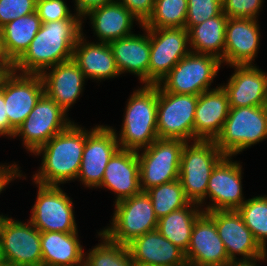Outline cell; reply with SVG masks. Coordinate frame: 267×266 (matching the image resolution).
Returning a JSON list of instances; mask_svg holds the SVG:
<instances>
[{
    "mask_svg": "<svg viewBox=\"0 0 267 266\" xmlns=\"http://www.w3.org/2000/svg\"><path fill=\"white\" fill-rule=\"evenodd\" d=\"M84 20L42 23L29 48L15 62V72L41 74L45 69L73 59L78 37L84 33Z\"/></svg>",
    "mask_w": 267,
    "mask_h": 266,
    "instance_id": "cell-1",
    "label": "cell"
},
{
    "mask_svg": "<svg viewBox=\"0 0 267 266\" xmlns=\"http://www.w3.org/2000/svg\"><path fill=\"white\" fill-rule=\"evenodd\" d=\"M85 142L86 128L74 122L52 137L33 154L42 155L41 166L32 177L33 183L60 186L76 180Z\"/></svg>",
    "mask_w": 267,
    "mask_h": 266,
    "instance_id": "cell-2",
    "label": "cell"
},
{
    "mask_svg": "<svg viewBox=\"0 0 267 266\" xmlns=\"http://www.w3.org/2000/svg\"><path fill=\"white\" fill-rule=\"evenodd\" d=\"M138 88L129 96L120 133L113 128L120 149L138 151L158 138V84H144Z\"/></svg>",
    "mask_w": 267,
    "mask_h": 266,
    "instance_id": "cell-3",
    "label": "cell"
},
{
    "mask_svg": "<svg viewBox=\"0 0 267 266\" xmlns=\"http://www.w3.org/2000/svg\"><path fill=\"white\" fill-rule=\"evenodd\" d=\"M224 156L215 140H196L184 144L179 181L185 197L190 202L199 204L202 210L206 205V190L211 172Z\"/></svg>",
    "mask_w": 267,
    "mask_h": 266,
    "instance_id": "cell-4",
    "label": "cell"
},
{
    "mask_svg": "<svg viewBox=\"0 0 267 266\" xmlns=\"http://www.w3.org/2000/svg\"><path fill=\"white\" fill-rule=\"evenodd\" d=\"M267 139L266 106L230 107L215 142L224 155L235 156Z\"/></svg>",
    "mask_w": 267,
    "mask_h": 266,
    "instance_id": "cell-5",
    "label": "cell"
},
{
    "mask_svg": "<svg viewBox=\"0 0 267 266\" xmlns=\"http://www.w3.org/2000/svg\"><path fill=\"white\" fill-rule=\"evenodd\" d=\"M113 206L112 223L101 230L112 242L127 246L137 237L157 229L158 218L146 192L141 191Z\"/></svg>",
    "mask_w": 267,
    "mask_h": 266,
    "instance_id": "cell-6",
    "label": "cell"
},
{
    "mask_svg": "<svg viewBox=\"0 0 267 266\" xmlns=\"http://www.w3.org/2000/svg\"><path fill=\"white\" fill-rule=\"evenodd\" d=\"M185 143L182 139L157 138L148 147L136 151L141 191L179 179Z\"/></svg>",
    "mask_w": 267,
    "mask_h": 266,
    "instance_id": "cell-7",
    "label": "cell"
},
{
    "mask_svg": "<svg viewBox=\"0 0 267 266\" xmlns=\"http://www.w3.org/2000/svg\"><path fill=\"white\" fill-rule=\"evenodd\" d=\"M221 65L222 61L213 55L190 52L171 69L159 85L166 92L198 96L212 89L211 83H214Z\"/></svg>",
    "mask_w": 267,
    "mask_h": 266,
    "instance_id": "cell-8",
    "label": "cell"
},
{
    "mask_svg": "<svg viewBox=\"0 0 267 266\" xmlns=\"http://www.w3.org/2000/svg\"><path fill=\"white\" fill-rule=\"evenodd\" d=\"M67 115L52 98L43 93L29 116L17 128L13 138L21 136L23 147L34 154L74 122Z\"/></svg>",
    "mask_w": 267,
    "mask_h": 266,
    "instance_id": "cell-9",
    "label": "cell"
},
{
    "mask_svg": "<svg viewBox=\"0 0 267 266\" xmlns=\"http://www.w3.org/2000/svg\"><path fill=\"white\" fill-rule=\"evenodd\" d=\"M197 95L166 92L158 84L157 134L158 138L194 141V116Z\"/></svg>",
    "mask_w": 267,
    "mask_h": 266,
    "instance_id": "cell-10",
    "label": "cell"
},
{
    "mask_svg": "<svg viewBox=\"0 0 267 266\" xmlns=\"http://www.w3.org/2000/svg\"><path fill=\"white\" fill-rule=\"evenodd\" d=\"M32 207L29 221L40 232H78L74 216L73 200L60 186L41 185Z\"/></svg>",
    "mask_w": 267,
    "mask_h": 266,
    "instance_id": "cell-11",
    "label": "cell"
},
{
    "mask_svg": "<svg viewBox=\"0 0 267 266\" xmlns=\"http://www.w3.org/2000/svg\"><path fill=\"white\" fill-rule=\"evenodd\" d=\"M2 261L15 266H42L40 231L27 220L5 216L0 228Z\"/></svg>",
    "mask_w": 267,
    "mask_h": 266,
    "instance_id": "cell-12",
    "label": "cell"
},
{
    "mask_svg": "<svg viewBox=\"0 0 267 266\" xmlns=\"http://www.w3.org/2000/svg\"><path fill=\"white\" fill-rule=\"evenodd\" d=\"M146 29L150 37L148 84L156 85L191 52L189 34L185 27Z\"/></svg>",
    "mask_w": 267,
    "mask_h": 266,
    "instance_id": "cell-13",
    "label": "cell"
},
{
    "mask_svg": "<svg viewBox=\"0 0 267 266\" xmlns=\"http://www.w3.org/2000/svg\"><path fill=\"white\" fill-rule=\"evenodd\" d=\"M118 149V139L113 127L96 125L90 130L86 129V142L76 180L81 181L85 188H99L106 166Z\"/></svg>",
    "mask_w": 267,
    "mask_h": 266,
    "instance_id": "cell-14",
    "label": "cell"
},
{
    "mask_svg": "<svg viewBox=\"0 0 267 266\" xmlns=\"http://www.w3.org/2000/svg\"><path fill=\"white\" fill-rule=\"evenodd\" d=\"M232 156L225 155L213 168L206 190L209 205L204 212L218 210H237L246 200L242 188V165L233 161Z\"/></svg>",
    "mask_w": 267,
    "mask_h": 266,
    "instance_id": "cell-15",
    "label": "cell"
},
{
    "mask_svg": "<svg viewBox=\"0 0 267 266\" xmlns=\"http://www.w3.org/2000/svg\"><path fill=\"white\" fill-rule=\"evenodd\" d=\"M215 222L229 260H250L267 255L245 225L237 210H218L206 212ZM241 256L238 258L236 256Z\"/></svg>",
    "mask_w": 267,
    "mask_h": 266,
    "instance_id": "cell-16",
    "label": "cell"
},
{
    "mask_svg": "<svg viewBox=\"0 0 267 266\" xmlns=\"http://www.w3.org/2000/svg\"><path fill=\"white\" fill-rule=\"evenodd\" d=\"M1 90L9 123L17 130L44 93V83L40 74L14 71L4 79Z\"/></svg>",
    "mask_w": 267,
    "mask_h": 266,
    "instance_id": "cell-17",
    "label": "cell"
},
{
    "mask_svg": "<svg viewBox=\"0 0 267 266\" xmlns=\"http://www.w3.org/2000/svg\"><path fill=\"white\" fill-rule=\"evenodd\" d=\"M185 257L188 266H226L230 261L215 222L206 212L193 225Z\"/></svg>",
    "mask_w": 267,
    "mask_h": 266,
    "instance_id": "cell-18",
    "label": "cell"
},
{
    "mask_svg": "<svg viewBox=\"0 0 267 266\" xmlns=\"http://www.w3.org/2000/svg\"><path fill=\"white\" fill-rule=\"evenodd\" d=\"M234 73L221 85L228 96L230 107L266 106L267 72L256 64L231 65Z\"/></svg>",
    "mask_w": 267,
    "mask_h": 266,
    "instance_id": "cell-19",
    "label": "cell"
},
{
    "mask_svg": "<svg viewBox=\"0 0 267 266\" xmlns=\"http://www.w3.org/2000/svg\"><path fill=\"white\" fill-rule=\"evenodd\" d=\"M259 28L258 19L228 18L225 30V65H247L255 62L260 47Z\"/></svg>",
    "mask_w": 267,
    "mask_h": 266,
    "instance_id": "cell-20",
    "label": "cell"
},
{
    "mask_svg": "<svg viewBox=\"0 0 267 266\" xmlns=\"http://www.w3.org/2000/svg\"><path fill=\"white\" fill-rule=\"evenodd\" d=\"M40 75L44 83V93L66 113L82 94L87 80L73 59L49 67Z\"/></svg>",
    "mask_w": 267,
    "mask_h": 266,
    "instance_id": "cell-21",
    "label": "cell"
},
{
    "mask_svg": "<svg viewBox=\"0 0 267 266\" xmlns=\"http://www.w3.org/2000/svg\"><path fill=\"white\" fill-rule=\"evenodd\" d=\"M127 247L137 266H188L185 252L157 229L137 237Z\"/></svg>",
    "mask_w": 267,
    "mask_h": 266,
    "instance_id": "cell-22",
    "label": "cell"
},
{
    "mask_svg": "<svg viewBox=\"0 0 267 266\" xmlns=\"http://www.w3.org/2000/svg\"><path fill=\"white\" fill-rule=\"evenodd\" d=\"M230 111L227 93L220 85L198 95L194 116V141L216 140Z\"/></svg>",
    "mask_w": 267,
    "mask_h": 266,
    "instance_id": "cell-23",
    "label": "cell"
},
{
    "mask_svg": "<svg viewBox=\"0 0 267 266\" xmlns=\"http://www.w3.org/2000/svg\"><path fill=\"white\" fill-rule=\"evenodd\" d=\"M139 160L134 150L118 149L110 158L99 188L114 192V203L141 192Z\"/></svg>",
    "mask_w": 267,
    "mask_h": 266,
    "instance_id": "cell-24",
    "label": "cell"
},
{
    "mask_svg": "<svg viewBox=\"0 0 267 266\" xmlns=\"http://www.w3.org/2000/svg\"><path fill=\"white\" fill-rule=\"evenodd\" d=\"M141 28L144 29L142 35L132 34L108 44L120 74L129 72L136 75L141 84H148L150 37L149 31L143 26Z\"/></svg>",
    "mask_w": 267,
    "mask_h": 266,
    "instance_id": "cell-25",
    "label": "cell"
},
{
    "mask_svg": "<svg viewBox=\"0 0 267 266\" xmlns=\"http://www.w3.org/2000/svg\"><path fill=\"white\" fill-rule=\"evenodd\" d=\"M83 17L84 20L89 17L98 42L109 43L134 34L132 31L134 21L138 22L140 27L142 26L139 20L118 0L94 8Z\"/></svg>",
    "mask_w": 267,
    "mask_h": 266,
    "instance_id": "cell-26",
    "label": "cell"
},
{
    "mask_svg": "<svg viewBox=\"0 0 267 266\" xmlns=\"http://www.w3.org/2000/svg\"><path fill=\"white\" fill-rule=\"evenodd\" d=\"M73 61L79 66L86 79L102 81L119 77L111 47L106 42H87L82 33L73 51Z\"/></svg>",
    "mask_w": 267,
    "mask_h": 266,
    "instance_id": "cell-27",
    "label": "cell"
},
{
    "mask_svg": "<svg viewBox=\"0 0 267 266\" xmlns=\"http://www.w3.org/2000/svg\"><path fill=\"white\" fill-rule=\"evenodd\" d=\"M78 232H40L42 266H83L85 252Z\"/></svg>",
    "mask_w": 267,
    "mask_h": 266,
    "instance_id": "cell-28",
    "label": "cell"
},
{
    "mask_svg": "<svg viewBox=\"0 0 267 266\" xmlns=\"http://www.w3.org/2000/svg\"><path fill=\"white\" fill-rule=\"evenodd\" d=\"M227 21L228 17L222 11L218 16L212 17L199 25L192 26L188 30L191 52L213 55L224 64Z\"/></svg>",
    "mask_w": 267,
    "mask_h": 266,
    "instance_id": "cell-29",
    "label": "cell"
},
{
    "mask_svg": "<svg viewBox=\"0 0 267 266\" xmlns=\"http://www.w3.org/2000/svg\"><path fill=\"white\" fill-rule=\"evenodd\" d=\"M203 212L199 204L189 202L185 207L160 217L157 230L167 240L186 252L190 244L193 225Z\"/></svg>",
    "mask_w": 267,
    "mask_h": 266,
    "instance_id": "cell-30",
    "label": "cell"
},
{
    "mask_svg": "<svg viewBox=\"0 0 267 266\" xmlns=\"http://www.w3.org/2000/svg\"><path fill=\"white\" fill-rule=\"evenodd\" d=\"M42 25L38 13L21 16L0 28L7 55L15 63L29 48Z\"/></svg>",
    "mask_w": 267,
    "mask_h": 266,
    "instance_id": "cell-31",
    "label": "cell"
},
{
    "mask_svg": "<svg viewBox=\"0 0 267 266\" xmlns=\"http://www.w3.org/2000/svg\"><path fill=\"white\" fill-rule=\"evenodd\" d=\"M101 242L85 254L84 266H137L126 245L112 242L103 232H97Z\"/></svg>",
    "mask_w": 267,
    "mask_h": 266,
    "instance_id": "cell-32",
    "label": "cell"
},
{
    "mask_svg": "<svg viewBox=\"0 0 267 266\" xmlns=\"http://www.w3.org/2000/svg\"><path fill=\"white\" fill-rule=\"evenodd\" d=\"M188 0H155L145 28L185 27Z\"/></svg>",
    "mask_w": 267,
    "mask_h": 266,
    "instance_id": "cell-33",
    "label": "cell"
},
{
    "mask_svg": "<svg viewBox=\"0 0 267 266\" xmlns=\"http://www.w3.org/2000/svg\"><path fill=\"white\" fill-rule=\"evenodd\" d=\"M157 218L168 215L174 210L185 207L190 201L185 197L179 179L152 187L146 191Z\"/></svg>",
    "mask_w": 267,
    "mask_h": 266,
    "instance_id": "cell-34",
    "label": "cell"
},
{
    "mask_svg": "<svg viewBox=\"0 0 267 266\" xmlns=\"http://www.w3.org/2000/svg\"><path fill=\"white\" fill-rule=\"evenodd\" d=\"M237 211L257 242L267 251V195L246 199Z\"/></svg>",
    "mask_w": 267,
    "mask_h": 266,
    "instance_id": "cell-35",
    "label": "cell"
},
{
    "mask_svg": "<svg viewBox=\"0 0 267 266\" xmlns=\"http://www.w3.org/2000/svg\"><path fill=\"white\" fill-rule=\"evenodd\" d=\"M221 12L222 0H188L185 28L189 30Z\"/></svg>",
    "mask_w": 267,
    "mask_h": 266,
    "instance_id": "cell-36",
    "label": "cell"
},
{
    "mask_svg": "<svg viewBox=\"0 0 267 266\" xmlns=\"http://www.w3.org/2000/svg\"><path fill=\"white\" fill-rule=\"evenodd\" d=\"M36 12L42 23L61 20H83L78 14L71 13L64 0H37Z\"/></svg>",
    "mask_w": 267,
    "mask_h": 266,
    "instance_id": "cell-37",
    "label": "cell"
},
{
    "mask_svg": "<svg viewBox=\"0 0 267 266\" xmlns=\"http://www.w3.org/2000/svg\"><path fill=\"white\" fill-rule=\"evenodd\" d=\"M37 0H0V28L36 11Z\"/></svg>",
    "mask_w": 267,
    "mask_h": 266,
    "instance_id": "cell-38",
    "label": "cell"
},
{
    "mask_svg": "<svg viewBox=\"0 0 267 266\" xmlns=\"http://www.w3.org/2000/svg\"><path fill=\"white\" fill-rule=\"evenodd\" d=\"M264 0H222V11L228 18H251L257 20Z\"/></svg>",
    "mask_w": 267,
    "mask_h": 266,
    "instance_id": "cell-39",
    "label": "cell"
},
{
    "mask_svg": "<svg viewBox=\"0 0 267 266\" xmlns=\"http://www.w3.org/2000/svg\"><path fill=\"white\" fill-rule=\"evenodd\" d=\"M143 25L151 16L155 0H118Z\"/></svg>",
    "mask_w": 267,
    "mask_h": 266,
    "instance_id": "cell-40",
    "label": "cell"
},
{
    "mask_svg": "<svg viewBox=\"0 0 267 266\" xmlns=\"http://www.w3.org/2000/svg\"><path fill=\"white\" fill-rule=\"evenodd\" d=\"M21 171L22 170L19 169L18 164H16L15 162L11 165L0 164V194L6 189V187H8L7 185H9L14 179H21L22 176L24 178L25 175H23Z\"/></svg>",
    "mask_w": 267,
    "mask_h": 266,
    "instance_id": "cell-41",
    "label": "cell"
},
{
    "mask_svg": "<svg viewBox=\"0 0 267 266\" xmlns=\"http://www.w3.org/2000/svg\"><path fill=\"white\" fill-rule=\"evenodd\" d=\"M15 129L10 125L6 114V106L4 102V94L0 89V136L13 137Z\"/></svg>",
    "mask_w": 267,
    "mask_h": 266,
    "instance_id": "cell-42",
    "label": "cell"
},
{
    "mask_svg": "<svg viewBox=\"0 0 267 266\" xmlns=\"http://www.w3.org/2000/svg\"><path fill=\"white\" fill-rule=\"evenodd\" d=\"M114 0H74V10L81 18L86 15L90 10L101 7Z\"/></svg>",
    "mask_w": 267,
    "mask_h": 266,
    "instance_id": "cell-43",
    "label": "cell"
},
{
    "mask_svg": "<svg viewBox=\"0 0 267 266\" xmlns=\"http://www.w3.org/2000/svg\"><path fill=\"white\" fill-rule=\"evenodd\" d=\"M0 66H3L9 73L15 71V63L7 55L1 35H0Z\"/></svg>",
    "mask_w": 267,
    "mask_h": 266,
    "instance_id": "cell-44",
    "label": "cell"
},
{
    "mask_svg": "<svg viewBox=\"0 0 267 266\" xmlns=\"http://www.w3.org/2000/svg\"><path fill=\"white\" fill-rule=\"evenodd\" d=\"M266 259L267 255L250 260H230L226 266H258L257 261L260 263V261H265Z\"/></svg>",
    "mask_w": 267,
    "mask_h": 266,
    "instance_id": "cell-45",
    "label": "cell"
},
{
    "mask_svg": "<svg viewBox=\"0 0 267 266\" xmlns=\"http://www.w3.org/2000/svg\"><path fill=\"white\" fill-rule=\"evenodd\" d=\"M10 73L3 67L0 66V89L3 84L4 79L9 75Z\"/></svg>",
    "mask_w": 267,
    "mask_h": 266,
    "instance_id": "cell-46",
    "label": "cell"
},
{
    "mask_svg": "<svg viewBox=\"0 0 267 266\" xmlns=\"http://www.w3.org/2000/svg\"><path fill=\"white\" fill-rule=\"evenodd\" d=\"M5 216H6V214L5 215L0 214V228H1V225H2V222H3L4 218H5Z\"/></svg>",
    "mask_w": 267,
    "mask_h": 266,
    "instance_id": "cell-47",
    "label": "cell"
},
{
    "mask_svg": "<svg viewBox=\"0 0 267 266\" xmlns=\"http://www.w3.org/2000/svg\"><path fill=\"white\" fill-rule=\"evenodd\" d=\"M0 266H15V265H11V264H7L3 262Z\"/></svg>",
    "mask_w": 267,
    "mask_h": 266,
    "instance_id": "cell-48",
    "label": "cell"
},
{
    "mask_svg": "<svg viewBox=\"0 0 267 266\" xmlns=\"http://www.w3.org/2000/svg\"><path fill=\"white\" fill-rule=\"evenodd\" d=\"M3 263V261H2V258H1V254H0V265Z\"/></svg>",
    "mask_w": 267,
    "mask_h": 266,
    "instance_id": "cell-49",
    "label": "cell"
}]
</instances>
